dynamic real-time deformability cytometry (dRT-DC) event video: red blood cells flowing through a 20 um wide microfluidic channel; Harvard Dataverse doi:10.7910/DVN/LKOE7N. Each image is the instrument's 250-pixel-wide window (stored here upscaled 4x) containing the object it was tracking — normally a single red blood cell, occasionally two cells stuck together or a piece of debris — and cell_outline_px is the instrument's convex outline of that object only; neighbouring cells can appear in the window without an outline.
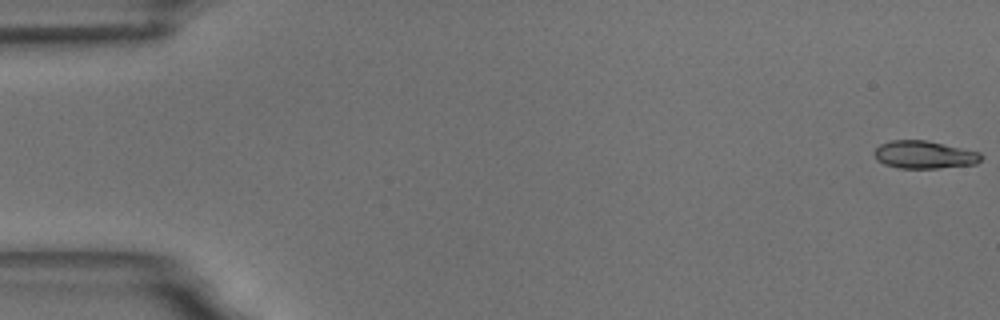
{"species": "common noctule bat (a hibernating species)", "species_latin": "Nyctalus noctula", "temperature_condition": "room temperature", "stored_images_in_passage": 58, "camera_frame_rate_fps": 3000, "um_per_image_px": 0.085, "animal": {"sex": "male", "body_mass_g": 18.8}, "frame": {"image": 1, "passage_image": 1, "time_ms": 0.0, "image_size_px": [1000, 320], "cell_outline_px": [[984, 156], [976, 164], [940, 168], [900, 168], [884, 164], [876, 160], [872, 152], [880, 144], [892, 140], [928, 140], [980, 152]], "centroid_in_image_um": [78.56, 13.15], "position_along_channel_um": 6.4, "area_um2": 17.46}}
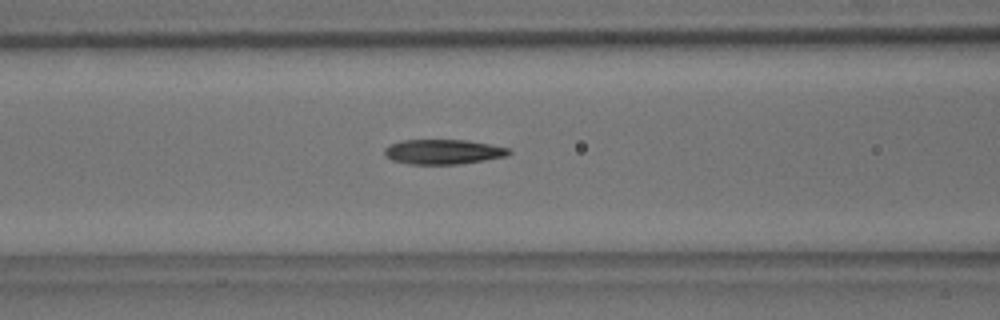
{"frame": {"image": 2, "passage_image": 24, "time_ms": 7.667, "image_size_px": [1000, 320], "cell_outline_px": [[512, 152], [508, 156], [460, 164], [408, 164], [392, 160], [384, 156], [384, 148], [388, 144], [400, 140], [468, 140], [508, 148]], "centroid_in_image_um": [37.62, 12.9], "position_along_channel_um": 129.0, "area_um2": 18.15}}
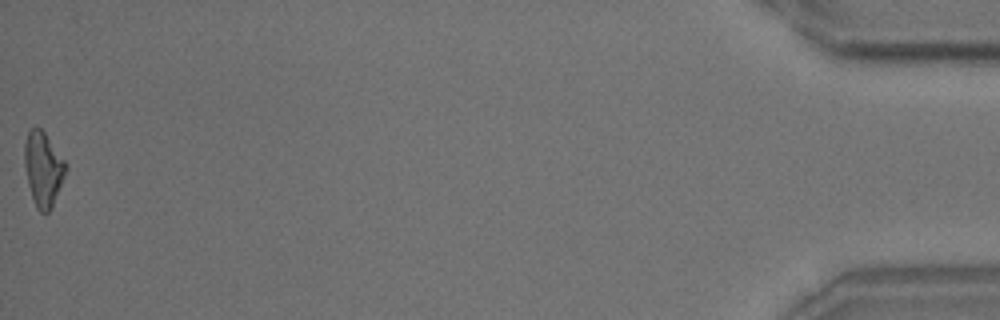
{"frame": {"image": 3, "passage_image": 58, "time_ms": 19.0, "image_size_px": [1000, 320], "cell_outline_px": [[68, 168], [52, 208], [48, 212], [40, 212], [36, 208], [28, 184], [24, 164], [24, 144], [28, 132], [32, 128], [40, 128], [44, 132], [68, 164]], "centroid_in_image_um": [3.68, 14.37], "position_along_channel_um": 431.5, "area_um2": 17.92}, "authors_computed_cell_mechanics": {"area_um2": 17.918, "velocity_mm_per_s": 3.5346, "shape_relaxation_time_tau1_ms": 6.7674, "shape_relaxation_time_tau2_ms": 3.8656, "deformation_change_tau1": 0.1891, "deformation_change_tau2": 0.1304}}